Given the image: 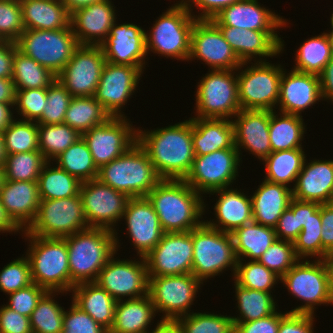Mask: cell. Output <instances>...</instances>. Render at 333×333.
I'll return each instance as SVG.
<instances>
[{"mask_svg": "<svg viewBox=\"0 0 333 333\" xmlns=\"http://www.w3.org/2000/svg\"><path fill=\"white\" fill-rule=\"evenodd\" d=\"M21 229L11 220L5 208L0 202V232H19Z\"/></svg>", "mask_w": 333, "mask_h": 333, "instance_id": "11e5206c", "label": "cell"}, {"mask_svg": "<svg viewBox=\"0 0 333 333\" xmlns=\"http://www.w3.org/2000/svg\"><path fill=\"white\" fill-rule=\"evenodd\" d=\"M81 137L77 130L64 123L38 124L39 151L46 161H54Z\"/></svg>", "mask_w": 333, "mask_h": 333, "instance_id": "bcb514c9", "label": "cell"}, {"mask_svg": "<svg viewBox=\"0 0 333 333\" xmlns=\"http://www.w3.org/2000/svg\"><path fill=\"white\" fill-rule=\"evenodd\" d=\"M239 316L231 317L234 323L249 322L270 316L277 311L271 293L253 290L234 284Z\"/></svg>", "mask_w": 333, "mask_h": 333, "instance_id": "b9f144b4", "label": "cell"}, {"mask_svg": "<svg viewBox=\"0 0 333 333\" xmlns=\"http://www.w3.org/2000/svg\"><path fill=\"white\" fill-rule=\"evenodd\" d=\"M231 235L237 259L242 261L245 257L258 260L277 239L275 228L254 221L237 228Z\"/></svg>", "mask_w": 333, "mask_h": 333, "instance_id": "8d00e7d4", "label": "cell"}, {"mask_svg": "<svg viewBox=\"0 0 333 333\" xmlns=\"http://www.w3.org/2000/svg\"><path fill=\"white\" fill-rule=\"evenodd\" d=\"M55 293L63 292L47 291L38 301L30 316L32 333H62L65 309L53 299Z\"/></svg>", "mask_w": 333, "mask_h": 333, "instance_id": "7dc6e473", "label": "cell"}, {"mask_svg": "<svg viewBox=\"0 0 333 333\" xmlns=\"http://www.w3.org/2000/svg\"><path fill=\"white\" fill-rule=\"evenodd\" d=\"M232 316L214 313L191 312L176 321L184 333H234L235 325Z\"/></svg>", "mask_w": 333, "mask_h": 333, "instance_id": "816d5d0a", "label": "cell"}, {"mask_svg": "<svg viewBox=\"0 0 333 333\" xmlns=\"http://www.w3.org/2000/svg\"><path fill=\"white\" fill-rule=\"evenodd\" d=\"M319 203L309 202V201H300L292 198L289 204V208L297 214L298 226H300V232L304 225L310 219V216L314 214L319 208Z\"/></svg>", "mask_w": 333, "mask_h": 333, "instance_id": "89a4df30", "label": "cell"}, {"mask_svg": "<svg viewBox=\"0 0 333 333\" xmlns=\"http://www.w3.org/2000/svg\"><path fill=\"white\" fill-rule=\"evenodd\" d=\"M40 201L37 182L3 181L0 202L21 231H26L35 220Z\"/></svg>", "mask_w": 333, "mask_h": 333, "instance_id": "f1b7e54d", "label": "cell"}, {"mask_svg": "<svg viewBox=\"0 0 333 333\" xmlns=\"http://www.w3.org/2000/svg\"><path fill=\"white\" fill-rule=\"evenodd\" d=\"M258 3V0L238 1L225 7L211 21L216 26H231L256 31H275L287 24L283 17Z\"/></svg>", "mask_w": 333, "mask_h": 333, "instance_id": "83f0119b", "label": "cell"}, {"mask_svg": "<svg viewBox=\"0 0 333 333\" xmlns=\"http://www.w3.org/2000/svg\"><path fill=\"white\" fill-rule=\"evenodd\" d=\"M3 181H4L3 168H0V188L2 186Z\"/></svg>", "mask_w": 333, "mask_h": 333, "instance_id": "67dfc351", "label": "cell"}, {"mask_svg": "<svg viewBox=\"0 0 333 333\" xmlns=\"http://www.w3.org/2000/svg\"><path fill=\"white\" fill-rule=\"evenodd\" d=\"M23 234L29 240L26 256L33 283L49 292H70L68 248L64 238Z\"/></svg>", "mask_w": 333, "mask_h": 333, "instance_id": "5b68a950", "label": "cell"}, {"mask_svg": "<svg viewBox=\"0 0 333 333\" xmlns=\"http://www.w3.org/2000/svg\"><path fill=\"white\" fill-rule=\"evenodd\" d=\"M304 153L303 148L272 152L263 160L267 172L264 180L286 186L296 182L306 161Z\"/></svg>", "mask_w": 333, "mask_h": 333, "instance_id": "60d3db41", "label": "cell"}, {"mask_svg": "<svg viewBox=\"0 0 333 333\" xmlns=\"http://www.w3.org/2000/svg\"><path fill=\"white\" fill-rule=\"evenodd\" d=\"M97 179L128 197H146L162 180L145 150L136 142L98 169Z\"/></svg>", "mask_w": 333, "mask_h": 333, "instance_id": "277c9868", "label": "cell"}, {"mask_svg": "<svg viewBox=\"0 0 333 333\" xmlns=\"http://www.w3.org/2000/svg\"><path fill=\"white\" fill-rule=\"evenodd\" d=\"M281 279L275 272L269 270L258 260L242 262L238 260L234 273V283L237 285L271 293V289Z\"/></svg>", "mask_w": 333, "mask_h": 333, "instance_id": "f907efd6", "label": "cell"}, {"mask_svg": "<svg viewBox=\"0 0 333 333\" xmlns=\"http://www.w3.org/2000/svg\"><path fill=\"white\" fill-rule=\"evenodd\" d=\"M72 95L56 79L47 88V103L42 116L36 121L37 124H62Z\"/></svg>", "mask_w": 333, "mask_h": 333, "instance_id": "11a10c76", "label": "cell"}, {"mask_svg": "<svg viewBox=\"0 0 333 333\" xmlns=\"http://www.w3.org/2000/svg\"><path fill=\"white\" fill-rule=\"evenodd\" d=\"M46 292L44 288L33 283L28 287L9 293L10 299L6 306L21 315L30 317L38 301Z\"/></svg>", "mask_w": 333, "mask_h": 333, "instance_id": "94428289", "label": "cell"}, {"mask_svg": "<svg viewBox=\"0 0 333 333\" xmlns=\"http://www.w3.org/2000/svg\"><path fill=\"white\" fill-rule=\"evenodd\" d=\"M107 62L145 66L146 31L133 23L112 25L106 40L100 45Z\"/></svg>", "mask_w": 333, "mask_h": 333, "instance_id": "603a6c76", "label": "cell"}, {"mask_svg": "<svg viewBox=\"0 0 333 333\" xmlns=\"http://www.w3.org/2000/svg\"><path fill=\"white\" fill-rule=\"evenodd\" d=\"M56 78L49 69L21 53L16 46L11 77L15 89L48 88Z\"/></svg>", "mask_w": 333, "mask_h": 333, "instance_id": "7bdbcfd3", "label": "cell"}, {"mask_svg": "<svg viewBox=\"0 0 333 333\" xmlns=\"http://www.w3.org/2000/svg\"><path fill=\"white\" fill-rule=\"evenodd\" d=\"M15 110L23 118L21 120L36 122L47 103V88L15 89Z\"/></svg>", "mask_w": 333, "mask_h": 333, "instance_id": "680465c9", "label": "cell"}, {"mask_svg": "<svg viewBox=\"0 0 333 333\" xmlns=\"http://www.w3.org/2000/svg\"><path fill=\"white\" fill-rule=\"evenodd\" d=\"M19 0H0V40L16 42L24 31Z\"/></svg>", "mask_w": 333, "mask_h": 333, "instance_id": "6f0895ef", "label": "cell"}, {"mask_svg": "<svg viewBox=\"0 0 333 333\" xmlns=\"http://www.w3.org/2000/svg\"><path fill=\"white\" fill-rule=\"evenodd\" d=\"M313 314L289 313L280 320L278 333H314Z\"/></svg>", "mask_w": 333, "mask_h": 333, "instance_id": "e7e4bbea", "label": "cell"}, {"mask_svg": "<svg viewBox=\"0 0 333 333\" xmlns=\"http://www.w3.org/2000/svg\"><path fill=\"white\" fill-rule=\"evenodd\" d=\"M80 195L83 211L89 228H103L115 231L130 197L103 184L98 179L81 183Z\"/></svg>", "mask_w": 333, "mask_h": 333, "instance_id": "2e32d148", "label": "cell"}, {"mask_svg": "<svg viewBox=\"0 0 333 333\" xmlns=\"http://www.w3.org/2000/svg\"><path fill=\"white\" fill-rule=\"evenodd\" d=\"M137 130V142L162 179L184 180L195 154L192 141V121L175 123L165 128Z\"/></svg>", "mask_w": 333, "mask_h": 333, "instance_id": "6da1fadb", "label": "cell"}, {"mask_svg": "<svg viewBox=\"0 0 333 333\" xmlns=\"http://www.w3.org/2000/svg\"><path fill=\"white\" fill-rule=\"evenodd\" d=\"M115 254L100 270L95 283L105 289L116 301L137 299L148 294L149 278L144 257L136 260H115Z\"/></svg>", "mask_w": 333, "mask_h": 333, "instance_id": "9a60e30c", "label": "cell"}, {"mask_svg": "<svg viewBox=\"0 0 333 333\" xmlns=\"http://www.w3.org/2000/svg\"><path fill=\"white\" fill-rule=\"evenodd\" d=\"M122 217L137 255L146 256L164 234L153 204L147 197L129 198Z\"/></svg>", "mask_w": 333, "mask_h": 333, "instance_id": "7402d4cb", "label": "cell"}, {"mask_svg": "<svg viewBox=\"0 0 333 333\" xmlns=\"http://www.w3.org/2000/svg\"><path fill=\"white\" fill-rule=\"evenodd\" d=\"M326 36L328 38L329 44H330V48L333 54V30H331L329 33H326Z\"/></svg>", "mask_w": 333, "mask_h": 333, "instance_id": "deb4b68c", "label": "cell"}, {"mask_svg": "<svg viewBox=\"0 0 333 333\" xmlns=\"http://www.w3.org/2000/svg\"><path fill=\"white\" fill-rule=\"evenodd\" d=\"M54 160L57 166L82 183L97 179L98 168L94 164L92 154L82 137Z\"/></svg>", "mask_w": 333, "mask_h": 333, "instance_id": "ee69618b", "label": "cell"}, {"mask_svg": "<svg viewBox=\"0 0 333 333\" xmlns=\"http://www.w3.org/2000/svg\"><path fill=\"white\" fill-rule=\"evenodd\" d=\"M238 1L241 0H185L183 4L191 15H193V9H191L193 5L202 11L199 13L200 15H194L197 20H211L225 7H228Z\"/></svg>", "mask_w": 333, "mask_h": 333, "instance_id": "03108f58", "label": "cell"}, {"mask_svg": "<svg viewBox=\"0 0 333 333\" xmlns=\"http://www.w3.org/2000/svg\"><path fill=\"white\" fill-rule=\"evenodd\" d=\"M148 333H184L176 320H160L152 332Z\"/></svg>", "mask_w": 333, "mask_h": 333, "instance_id": "34e18365", "label": "cell"}, {"mask_svg": "<svg viewBox=\"0 0 333 333\" xmlns=\"http://www.w3.org/2000/svg\"><path fill=\"white\" fill-rule=\"evenodd\" d=\"M287 314L275 312L268 317L249 322L234 323L235 333H278L280 320Z\"/></svg>", "mask_w": 333, "mask_h": 333, "instance_id": "be15d7a7", "label": "cell"}, {"mask_svg": "<svg viewBox=\"0 0 333 333\" xmlns=\"http://www.w3.org/2000/svg\"><path fill=\"white\" fill-rule=\"evenodd\" d=\"M148 276L191 274L193 263V229L164 233L159 243L144 256Z\"/></svg>", "mask_w": 333, "mask_h": 333, "instance_id": "e0dca14e", "label": "cell"}, {"mask_svg": "<svg viewBox=\"0 0 333 333\" xmlns=\"http://www.w3.org/2000/svg\"><path fill=\"white\" fill-rule=\"evenodd\" d=\"M298 260L294 244L281 239H276L258 259L262 265L280 277L285 275Z\"/></svg>", "mask_w": 333, "mask_h": 333, "instance_id": "db71d44e", "label": "cell"}, {"mask_svg": "<svg viewBox=\"0 0 333 333\" xmlns=\"http://www.w3.org/2000/svg\"><path fill=\"white\" fill-rule=\"evenodd\" d=\"M238 70L216 69L202 77L196 88L194 118L233 119L241 110L235 72Z\"/></svg>", "mask_w": 333, "mask_h": 333, "instance_id": "30bf717a", "label": "cell"}, {"mask_svg": "<svg viewBox=\"0 0 333 333\" xmlns=\"http://www.w3.org/2000/svg\"><path fill=\"white\" fill-rule=\"evenodd\" d=\"M183 3L184 0H181L168 8L155 21L152 30L146 32L147 55L152 51L167 58L188 61L191 31L197 19Z\"/></svg>", "mask_w": 333, "mask_h": 333, "instance_id": "8992f818", "label": "cell"}, {"mask_svg": "<svg viewBox=\"0 0 333 333\" xmlns=\"http://www.w3.org/2000/svg\"><path fill=\"white\" fill-rule=\"evenodd\" d=\"M116 231L87 228L63 237L68 248L70 292L75 285L95 282L100 270L120 247Z\"/></svg>", "mask_w": 333, "mask_h": 333, "instance_id": "3957f363", "label": "cell"}, {"mask_svg": "<svg viewBox=\"0 0 333 333\" xmlns=\"http://www.w3.org/2000/svg\"><path fill=\"white\" fill-rule=\"evenodd\" d=\"M87 228L79 193L63 199L41 200L36 218L26 232L38 237L63 238Z\"/></svg>", "mask_w": 333, "mask_h": 333, "instance_id": "8fae6325", "label": "cell"}, {"mask_svg": "<svg viewBox=\"0 0 333 333\" xmlns=\"http://www.w3.org/2000/svg\"><path fill=\"white\" fill-rule=\"evenodd\" d=\"M71 292L72 302L109 332L117 301L95 282L75 285Z\"/></svg>", "mask_w": 333, "mask_h": 333, "instance_id": "836d02e7", "label": "cell"}, {"mask_svg": "<svg viewBox=\"0 0 333 333\" xmlns=\"http://www.w3.org/2000/svg\"><path fill=\"white\" fill-rule=\"evenodd\" d=\"M47 161L38 177L40 200L63 199L77 196L81 183L77 178L64 171L59 166L50 165Z\"/></svg>", "mask_w": 333, "mask_h": 333, "instance_id": "ab89813d", "label": "cell"}, {"mask_svg": "<svg viewBox=\"0 0 333 333\" xmlns=\"http://www.w3.org/2000/svg\"><path fill=\"white\" fill-rule=\"evenodd\" d=\"M319 77L322 98L333 102V57L326 64Z\"/></svg>", "mask_w": 333, "mask_h": 333, "instance_id": "8c879c8a", "label": "cell"}, {"mask_svg": "<svg viewBox=\"0 0 333 333\" xmlns=\"http://www.w3.org/2000/svg\"><path fill=\"white\" fill-rule=\"evenodd\" d=\"M110 118V114L94 96H79L72 97L63 123L77 130L82 135Z\"/></svg>", "mask_w": 333, "mask_h": 333, "instance_id": "f35d334b", "label": "cell"}, {"mask_svg": "<svg viewBox=\"0 0 333 333\" xmlns=\"http://www.w3.org/2000/svg\"><path fill=\"white\" fill-rule=\"evenodd\" d=\"M275 233L277 239L284 241H290L293 243L297 239L300 233V226H298L297 214H294L289 207L279 218L275 227Z\"/></svg>", "mask_w": 333, "mask_h": 333, "instance_id": "003e7915", "label": "cell"}, {"mask_svg": "<svg viewBox=\"0 0 333 333\" xmlns=\"http://www.w3.org/2000/svg\"><path fill=\"white\" fill-rule=\"evenodd\" d=\"M62 1L63 4L66 6L67 12L71 15L78 9L106 0H62Z\"/></svg>", "mask_w": 333, "mask_h": 333, "instance_id": "b9fcfbb0", "label": "cell"}, {"mask_svg": "<svg viewBox=\"0 0 333 333\" xmlns=\"http://www.w3.org/2000/svg\"><path fill=\"white\" fill-rule=\"evenodd\" d=\"M33 284L31 267L27 256L17 258L0 271V290L6 294Z\"/></svg>", "mask_w": 333, "mask_h": 333, "instance_id": "9f6ffc18", "label": "cell"}, {"mask_svg": "<svg viewBox=\"0 0 333 333\" xmlns=\"http://www.w3.org/2000/svg\"><path fill=\"white\" fill-rule=\"evenodd\" d=\"M112 1L106 0L76 10L70 24L79 45L100 46L116 22Z\"/></svg>", "mask_w": 333, "mask_h": 333, "instance_id": "4316f807", "label": "cell"}, {"mask_svg": "<svg viewBox=\"0 0 333 333\" xmlns=\"http://www.w3.org/2000/svg\"><path fill=\"white\" fill-rule=\"evenodd\" d=\"M192 121V141L195 156L221 149L236 148L232 120L189 118Z\"/></svg>", "mask_w": 333, "mask_h": 333, "instance_id": "1f68e13d", "label": "cell"}, {"mask_svg": "<svg viewBox=\"0 0 333 333\" xmlns=\"http://www.w3.org/2000/svg\"><path fill=\"white\" fill-rule=\"evenodd\" d=\"M148 278V294L156 313H164L162 320H177L190 314L189 308L203 284L192 273Z\"/></svg>", "mask_w": 333, "mask_h": 333, "instance_id": "4fadbf2b", "label": "cell"}, {"mask_svg": "<svg viewBox=\"0 0 333 333\" xmlns=\"http://www.w3.org/2000/svg\"><path fill=\"white\" fill-rule=\"evenodd\" d=\"M46 162L40 151L6 155L3 167L4 180L37 182Z\"/></svg>", "mask_w": 333, "mask_h": 333, "instance_id": "c3c4849f", "label": "cell"}, {"mask_svg": "<svg viewBox=\"0 0 333 333\" xmlns=\"http://www.w3.org/2000/svg\"><path fill=\"white\" fill-rule=\"evenodd\" d=\"M62 333H108V331L72 302L69 311L64 310Z\"/></svg>", "mask_w": 333, "mask_h": 333, "instance_id": "91938a15", "label": "cell"}, {"mask_svg": "<svg viewBox=\"0 0 333 333\" xmlns=\"http://www.w3.org/2000/svg\"><path fill=\"white\" fill-rule=\"evenodd\" d=\"M280 281L290 294L305 302L289 313L315 315L316 305L333 304V293L325 260L300 261L299 259Z\"/></svg>", "mask_w": 333, "mask_h": 333, "instance_id": "9c48e42d", "label": "cell"}, {"mask_svg": "<svg viewBox=\"0 0 333 333\" xmlns=\"http://www.w3.org/2000/svg\"><path fill=\"white\" fill-rule=\"evenodd\" d=\"M105 63L101 46L79 45L56 79L73 97L94 96Z\"/></svg>", "mask_w": 333, "mask_h": 333, "instance_id": "d6986e66", "label": "cell"}, {"mask_svg": "<svg viewBox=\"0 0 333 333\" xmlns=\"http://www.w3.org/2000/svg\"><path fill=\"white\" fill-rule=\"evenodd\" d=\"M144 67L106 61L94 98L103 105L111 117H125L121 108L136 91Z\"/></svg>", "mask_w": 333, "mask_h": 333, "instance_id": "44dd1931", "label": "cell"}, {"mask_svg": "<svg viewBox=\"0 0 333 333\" xmlns=\"http://www.w3.org/2000/svg\"><path fill=\"white\" fill-rule=\"evenodd\" d=\"M323 101L320 77L296 70L282 72L278 104L280 112L300 115L304 109Z\"/></svg>", "mask_w": 333, "mask_h": 333, "instance_id": "484cf974", "label": "cell"}, {"mask_svg": "<svg viewBox=\"0 0 333 333\" xmlns=\"http://www.w3.org/2000/svg\"><path fill=\"white\" fill-rule=\"evenodd\" d=\"M217 27L242 63H250L253 58L256 62L258 56L257 62H266L263 57L277 56L284 50V40H281L277 31L246 30L231 26Z\"/></svg>", "mask_w": 333, "mask_h": 333, "instance_id": "cb8c5ba5", "label": "cell"}, {"mask_svg": "<svg viewBox=\"0 0 333 333\" xmlns=\"http://www.w3.org/2000/svg\"><path fill=\"white\" fill-rule=\"evenodd\" d=\"M292 196L300 201L333 203V160L304 162L292 188Z\"/></svg>", "mask_w": 333, "mask_h": 333, "instance_id": "f546056e", "label": "cell"}, {"mask_svg": "<svg viewBox=\"0 0 333 333\" xmlns=\"http://www.w3.org/2000/svg\"><path fill=\"white\" fill-rule=\"evenodd\" d=\"M0 333H32L30 317L2 305L0 308Z\"/></svg>", "mask_w": 333, "mask_h": 333, "instance_id": "6125c7cd", "label": "cell"}, {"mask_svg": "<svg viewBox=\"0 0 333 333\" xmlns=\"http://www.w3.org/2000/svg\"><path fill=\"white\" fill-rule=\"evenodd\" d=\"M237 148L221 149L203 156H195L184 181L196 192L209 194L228 188L238 176L242 161Z\"/></svg>", "mask_w": 333, "mask_h": 333, "instance_id": "5bb4252c", "label": "cell"}, {"mask_svg": "<svg viewBox=\"0 0 333 333\" xmlns=\"http://www.w3.org/2000/svg\"><path fill=\"white\" fill-rule=\"evenodd\" d=\"M322 221L320 208L310 216L309 221L303 226L297 239L293 242L295 254L299 259L316 257L323 260V246L321 241Z\"/></svg>", "mask_w": 333, "mask_h": 333, "instance_id": "f5cc1de1", "label": "cell"}, {"mask_svg": "<svg viewBox=\"0 0 333 333\" xmlns=\"http://www.w3.org/2000/svg\"><path fill=\"white\" fill-rule=\"evenodd\" d=\"M296 53V66L292 69L318 76L333 57L326 32L304 41Z\"/></svg>", "mask_w": 333, "mask_h": 333, "instance_id": "f6af8a7d", "label": "cell"}, {"mask_svg": "<svg viewBox=\"0 0 333 333\" xmlns=\"http://www.w3.org/2000/svg\"><path fill=\"white\" fill-rule=\"evenodd\" d=\"M275 111H270L269 138L271 153L302 148L301 141L306 132L302 116L282 112L276 114Z\"/></svg>", "mask_w": 333, "mask_h": 333, "instance_id": "74e56055", "label": "cell"}, {"mask_svg": "<svg viewBox=\"0 0 333 333\" xmlns=\"http://www.w3.org/2000/svg\"><path fill=\"white\" fill-rule=\"evenodd\" d=\"M3 137L6 155L39 151L38 124L34 121L13 119Z\"/></svg>", "mask_w": 333, "mask_h": 333, "instance_id": "681fc988", "label": "cell"}, {"mask_svg": "<svg viewBox=\"0 0 333 333\" xmlns=\"http://www.w3.org/2000/svg\"><path fill=\"white\" fill-rule=\"evenodd\" d=\"M254 64V65H253ZM283 68L280 64L255 62L237 74L241 109L274 111L279 99Z\"/></svg>", "mask_w": 333, "mask_h": 333, "instance_id": "7c38bea8", "label": "cell"}, {"mask_svg": "<svg viewBox=\"0 0 333 333\" xmlns=\"http://www.w3.org/2000/svg\"><path fill=\"white\" fill-rule=\"evenodd\" d=\"M153 204L164 233L196 229L206 205L202 195L184 180L162 179L146 196Z\"/></svg>", "mask_w": 333, "mask_h": 333, "instance_id": "7a4b0ae2", "label": "cell"}, {"mask_svg": "<svg viewBox=\"0 0 333 333\" xmlns=\"http://www.w3.org/2000/svg\"><path fill=\"white\" fill-rule=\"evenodd\" d=\"M193 58L205 62L211 70H241L248 64L239 60L211 20H196L192 27L188 61Z\"/></svg>", "mask_w": 333, "mask_h": 333, "instance_id": "ffe728a7", "label": "cell"}, {"mask_svg": "<svg viewBox=\"0 0 333 333\" xmlns=\"http://www.w3.org/2000/svg\"><path fill=\"white\" fill-rule=\"evenodd\" d=\"M15 103H0V132L10 124V122L14 119L11 107H14Z\"/></svg>", "mask_w": 333, "mask_h": 333, "instance_id": "2a66077c", "label": "cell"}, {"mask_svg": "<svg viewBox=\"0 0 333 333\" xmlns=\"http://www.w3.org/2000/svg\"><path fill=\"white\" fill-rule=\"evenodd\" d=\"M233 118L234 143L239 155L241 149H246L263 161L271 154L270 110L241 109Z\"/></svg>", "mask_w": 333, "mask_h": 333, "instance_id": "d4e9b609", "label": "cell"}, {"mask_svg": "<svg viewBox=\"0 0 333 333\" xmlns=\"http://www.w3.org/2000/svg\"><path fill=\"white\" fill-rule=\"evenodd\" d=\"M324 260H325V262L327 264V267H328L329 279H330V288H331V291L333 293V252L328 253Z\"/></svg>", "mask_w": 333, "mask_h": 333, "instance_id": "09005b40", "label": "cell"}, {"mask_svg": "<svg viewBox=\"0 0 333 333\" xmlns=\"http://www.w3.org/2000/svg\"><path fill=\"white\" fill-rule=\"evenodd\" d=\"M323 260L333 252V203L321 204Z\"/></svg>", "mask_w": 333, "mask_h": 333, "instance_id": "a7ac6f4b", "label": "cell"}, {"mask_svg": "<svg viewBox=\"0 0 333 333\" xmlns=\"http://www.w3.org/2000/svg\"><path fill=\"white\" fill-rule=\"evenodd\" d=\"M124 300L116 303L114 323L108 333H148L157 314L150 295Z\"/></svg>", "mask_w": 333, "mask_h": 333, "instance_id": "d590c367", "label": "cell"}, {"mask_svg": "<svg viewBox=\"0 0 333 333\" xmlns=\"http://www.w3.org/2000/svg\"><path fill=\"white\" fill-rule=\"evenodd\" d=\"M24 29L57 30L70 25L71 15L62 0H19Z\"/></svg>", "mask_w": 333, "mask_h": 333, "instance_id": "e575fe53", "label": "cell"}, {"mask_svg": "<svg viewBox=\"0 0 333 333\" xmlns=\"http://www.w3.org/2000/svg\"><path fill=\"white\" fill-rule=\"evenodd\" d=\"M237 256L231 233L222 232L203 221L193 229V263L191 273L202 283L231 267L233 276Z\"/></svg>", "mask_w": 333, "mask_h": 333, "instance_id": "52a82bcc", "label": "cell"}, {"mask_svg": "<svg viewBox=\"0 0 333 333\" xmlns=\"http://www.w3.org/2000/svg\"><path fill=\"white\" fill-rule=\"evenodd\" d=\"M17 49L58 75L79 46L71 24L64 29H25L15 42Z\"/></svg>", "mask_w": 333, "mask_h": 333, "instance_id": "ba28073f", "label": "cell"}, {"mask_svg": "<svg viewBox=\"0 0 333 333\" xmlns=\"http://www.w3.org/2000/svg\"><path fill=\"white\" fill-rule=\"evenodd\" d=\"M289 187V188H288ZM293 198L292 188L263 180L251 196L253 221L275 228Z\"/></svg>", "mask_w": 333, "mask_h": 333, "instance_id": "d6a6232c", "label": "cell"}, {"mask_svg": "<svg viewBox=\"0 0 333 333\" xmlns=\"http://www.w3.org/2000/svg\"><path fill=\"white\" fill-rule=\"evenodd\" d=\"M126 117H111L82 134L99 169L125 153L137 142V130Z\"/></svg>", "mask_w": 333, "mask_h": 333, "instance_id": "ac0fdd59", "label": "cell"}, {"mask_svg": "<svg viewBox=\"0 0 333 333\" xmlns=\"http://www.w3.org/2000/svg\"><path fill=\"white\" fill-rule=\"evenodd\" d=\"M16 52V43L0 41V78L12 77L13 57Z\"/></svg>", "mask_w": 333, "mask_h": 333, "instance_id": "2644e50d", "label": "cell"}, {"mask_svg": "<svg viewBox=\"0 0 333 333\" xmlns=\"http://www.w3.org/2000/svg\"><path fill=\"white\" fill-rule=\"evenodd\" d=\"M5 160H6V152L4 145V137H3V132H0V168L4 167Z\"/></svg>", "mask_w": 333, "mask_h": 333, "instance_id": "979ff035", "label": "cell"}, {"mask_svg": "<svg viewBox=\"0 0 333 333\" xmlns=\"http://www.w3.org/2000/svg\"><path fill=\"white\" fill-rule=\"evenodd\" d=\"M215 193L219 196L214 205L217 220H212V222L211 220H205L209 226L222 232L232 233L237 228L253 221L252 200L250 196H246L243 192L241 193L239 190L237 191V189L233 188H223L210 192L212 195Z\"/></svg>", "mask_w": 333, "mask_h": 333, "instance_id": "4dcf8cb0", "label": "cell"}, {"mask_svg": "<svg viewBox=\"0 0 333 333\" xmlns=\"http://www.w3.org/2000/svg\"><path fill=\"white\" fill-rule=\"evenodd\" d=\"M16 90L11 78H0V103H15Z\"/></svg>", "mask_w": 333, "mask_h": 333, "instance_id": "753ad0ef", "label": "cell"}, {"mask_svg": "<svg viewBox=\"0 0 333 333\" xmlns=\"http://www.w3.org/2000/svg\"><path fill=\"white\" fill-rule=\"evenodd\" d=\"M330 23H331V30H333V12H332V16L330 17Z\"/></svg>", "mask_w": 333, "mask_h": 333, "instance_id": "b62a3aed", "label": "cell"}]
</instances>
